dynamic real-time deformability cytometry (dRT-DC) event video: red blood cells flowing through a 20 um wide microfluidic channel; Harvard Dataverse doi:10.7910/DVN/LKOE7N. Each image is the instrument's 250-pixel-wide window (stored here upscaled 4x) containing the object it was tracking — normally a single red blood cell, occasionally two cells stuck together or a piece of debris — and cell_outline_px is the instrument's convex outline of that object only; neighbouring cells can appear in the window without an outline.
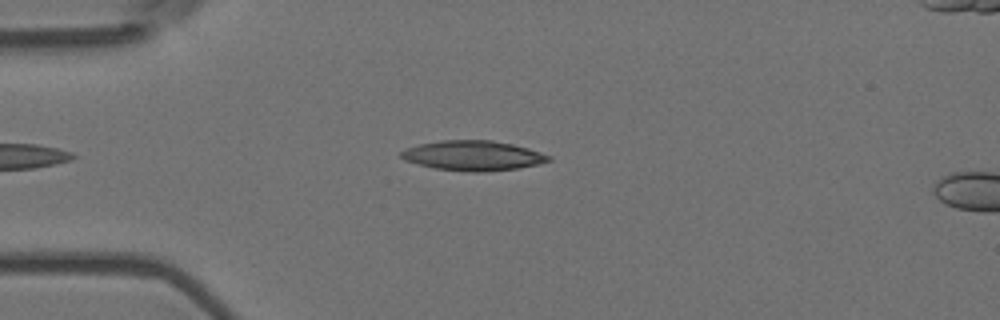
{"species": "Egyptian fruit bat (a non-hibernating species)", "species_latin": "Rousettus aegyptiacus", "temperature_condition": "room temperature", "stored_images_in_passage": 43, "camera_frame_rate_fps": 3000, "um_per_image_px": 0.085, "animal": {"sex": "female"}, "frame": {"image": 1, "passage_image": 8, "time_ms": 2.333, "image_size_px": [1000, 320], "cell_outline_px": [[552, 160], [540, 164], [516, 168], [484, 172], [472, 172], [436, 168], [404, 160], [400, 156], [400, 152], [408, 148], [420, 144], [440, 140], [492, 140], [512, 144], [528, 148], [552, 156]], "centroid_in_image_um": [40.25, 13.22], "position_along_channel_um": 44.8, "area_um2": 25.55}}
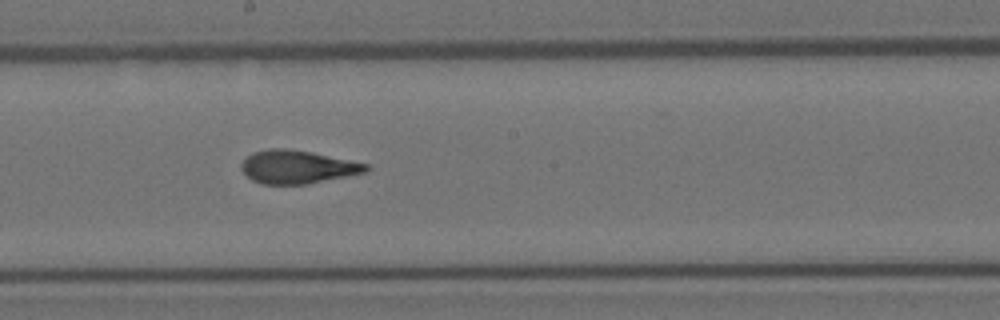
{"frame": {"image": 2, "passage_image": 24, "time_ms": 7.667, "image_size_px": [1000, 320], "cell_outline_px": [[372, 168], [364, 172], [308, 184], [264, 184], [252, 180], [240, 168], [240, 164], [252, 152], [268, 148], [288, 148], [312, 152], [368, 164]], "centroid_in_image_um": [25.26, 14.18], "position_along_channel_um": 222.9, "area_um2": 24.04}}
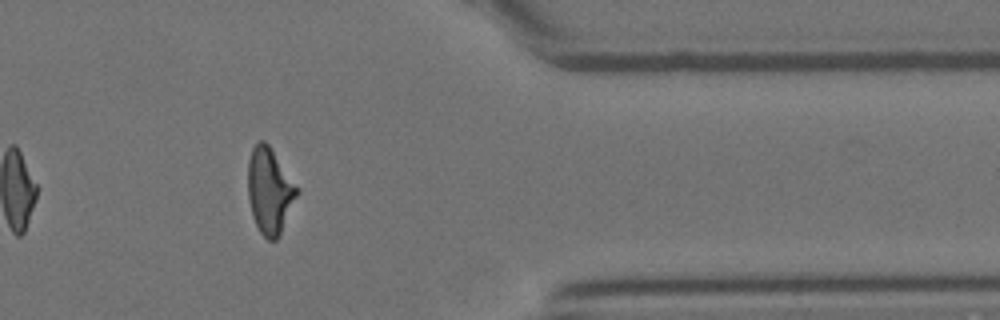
{"frame": {"image": 3, "passage_image": 39, "time_ms": 12.667, "image_size_px": [1000, 320], "cell_outline_px": [[300, 192], [280, 236], [276, 240], [268, 240], [260, 232], [252, 216], [248, 196], [248, 160], [252, 148], [260, 140], [264, 140], [268, 144], [300, 188]], "centroid_in_image_um": [22.95, 16.23], "position_along_channel_um": 388.5, "area_um2": 24.91}, "authors_computed_cell_mechanics": {"area_um2": 24.6228, "velocity_mm_per_s": 3.6856, "shape_relaxation_time_tau1_ms": 6.0217, "shape_relaxation_time_tau2_ms": 1.867, "deformation_change_tau1": 0.2107, "deformation_change_tau2": 0.1062}}